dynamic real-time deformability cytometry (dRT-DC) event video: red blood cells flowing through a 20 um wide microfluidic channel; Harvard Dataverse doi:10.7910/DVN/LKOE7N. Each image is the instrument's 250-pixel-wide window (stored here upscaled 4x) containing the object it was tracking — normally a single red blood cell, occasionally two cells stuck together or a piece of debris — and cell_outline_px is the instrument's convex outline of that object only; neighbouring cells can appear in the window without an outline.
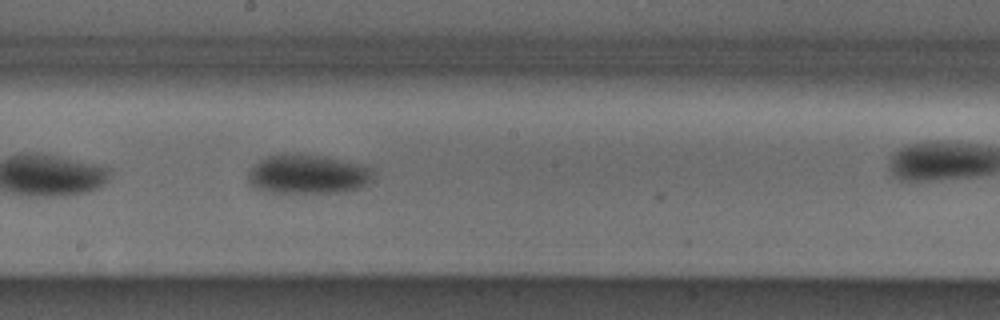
{"species": "Egyptian fruit bat (a non-hibernating species)", "species_latin": "Rousettus aegyptiacus", "temperature_condition": "cold", "stored_images_in_passage": 26, "camera_frame_rate_fps": 3000, "um_per_image_px": 0.085, "animal": {"sex": "male"}, "frame": {"image": 1, "passage_image": 19, "time_ms": 6.0, "image_size_px": [1000, 320], "cell_outline_px": [[372, 180], [360, 188], [340, 192], [272, 192], [256, 188], [248, 184], [248, 172], [260, 160], [268, 156], [284, 152], [320, 156], [368, 168], [372, 172]], "centroid_in_image_um": [26.07, 14.82], "position_along_channel_um": 222.1, "area_um2": 27.98}}